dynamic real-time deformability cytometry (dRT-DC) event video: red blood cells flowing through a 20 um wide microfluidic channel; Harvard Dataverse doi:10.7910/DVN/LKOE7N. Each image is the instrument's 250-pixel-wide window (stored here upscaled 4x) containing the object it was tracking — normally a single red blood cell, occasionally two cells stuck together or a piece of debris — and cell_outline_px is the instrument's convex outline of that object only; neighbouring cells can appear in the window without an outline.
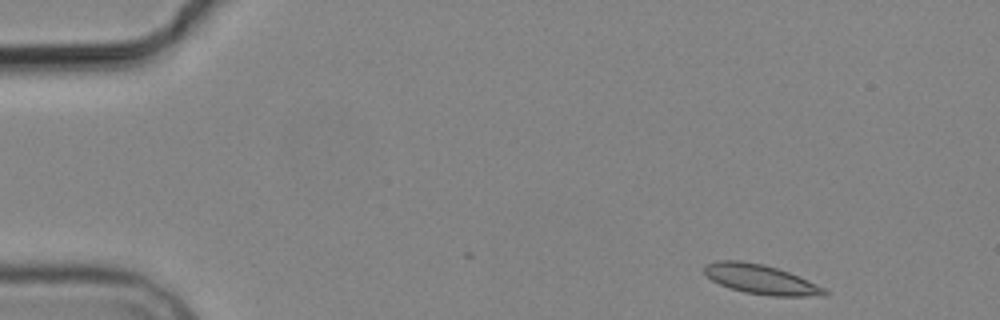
{"species": "common noctule bat (a hibernating species)", "species_latin": "Nyctalus noctula", "temperature_condition": "cold", "stored_images_in_passage": 12, "camera_frame_rate_fps": 3000, "um_per_image_px": 0.085, "animal": {"sex": "male", "body_mass_g": 19.2, "forearm_length_mm": 51.8}, "frame": {"image": 1, "passage_image": 1, "time_ms": 0.0, "image_size_px": [1000, 320], "cell_outline_px": [[828, 296], [768, 296], [744, 292], [728, 288], [712, 280], [704, 272], [704, 264], [716, 260], [740, 260], [764, 264], [788, 272], [808, 280], [824, 288], [828, 292]], "centroid_in_image_um": [64.65, 23.74], "position_along_channel_um": 20.3, "area_um2": 20.81}}
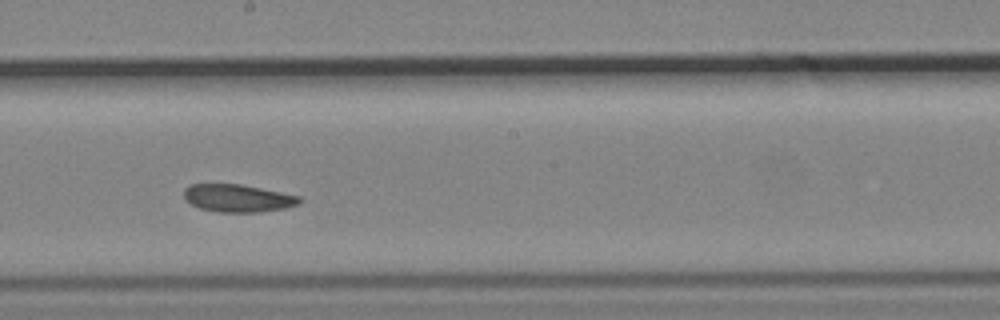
{"frame": {"image": 2, "passage_image": 7, "time_ms": 8.333, "image_size_px": [1000, 320], "cell_outline_px": [[304, 200], [300, 204], [284, 208], [256, 212], [216, 212], [200, 208], [192, 204], [184, 196], [184, 188], [188, 184], [240, 184], [300, 196]], "centroid_in_image_um": [20.23, 16.84], "position_along_channel_um": 228.0, "area_um2": 18.55}}
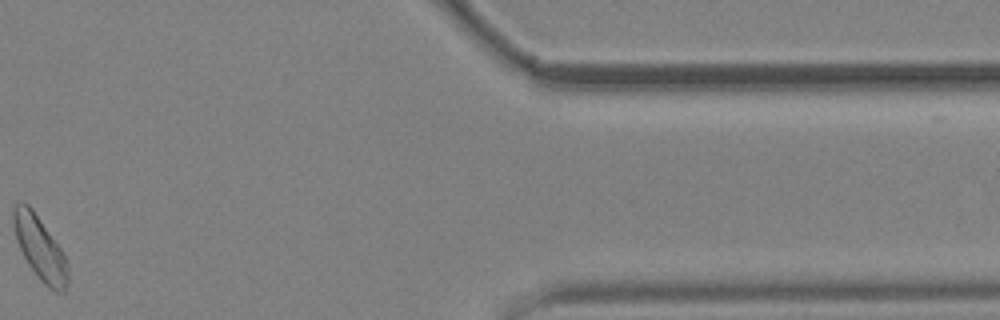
{"frame": {"image": 3, "passage_image": 12, "time_ms": 14.667, "image_size_px": [1000, 320], "cell_outline_px": [[68, 284], [64, 292], [56, 292], [48, 288], [40, 280], [28, 264], [20, 248], [16, 236], [12, 220], [12, 208], [20, 200], [28, 204], [32, 208], [60, 248], [68, 264]], "centroid_in_image_um": [3.39, 21.1], "position_along_channel_um": 408.0, "area_um2": 20.0}}